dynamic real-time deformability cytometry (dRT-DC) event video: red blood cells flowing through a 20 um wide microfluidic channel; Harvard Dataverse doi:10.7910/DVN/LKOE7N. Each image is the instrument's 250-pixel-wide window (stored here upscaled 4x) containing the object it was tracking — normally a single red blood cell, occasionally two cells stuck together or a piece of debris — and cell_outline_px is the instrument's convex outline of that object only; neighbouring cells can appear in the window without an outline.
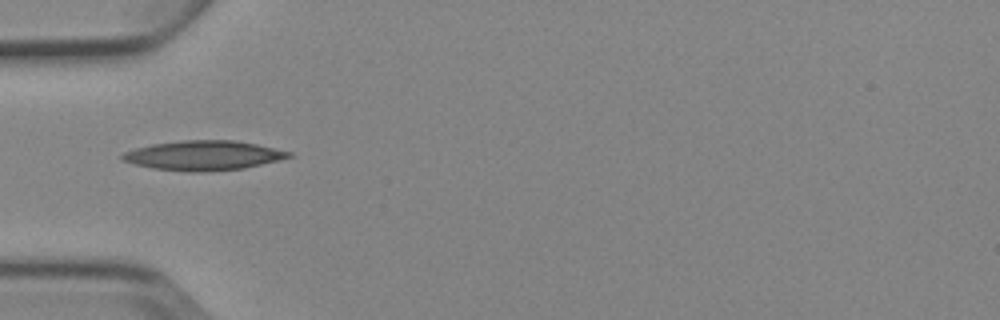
{"species": "Egyptian fruit bat (a non-hibernating species)", "species_latin": "Rousettus aegyptiacus", "temperature_condition": "cold", "stored_images_in_passage": 5, "camera_frame_rate_fps": 3000, "um_per_image_px": 0.085, "animal": {"sex": "female"}, "frame": {"image": 1, "passage_image": 2, "time_ms": 2.333, "image_size_px": [1000, 320], "cell_outline_px": [[292, 156], [244, 168], [200, 172], [188, 172], [152, 168], [120, 160], [120, 156], [124, 152], [136, 148], [152, 144], [184, 140], [236, 140], [256, 144], [292, 152]], "centroid_in_image_um": [17.25, 13.21], "position_along_channel_um": 67.7, "area_um2": 28.5}}
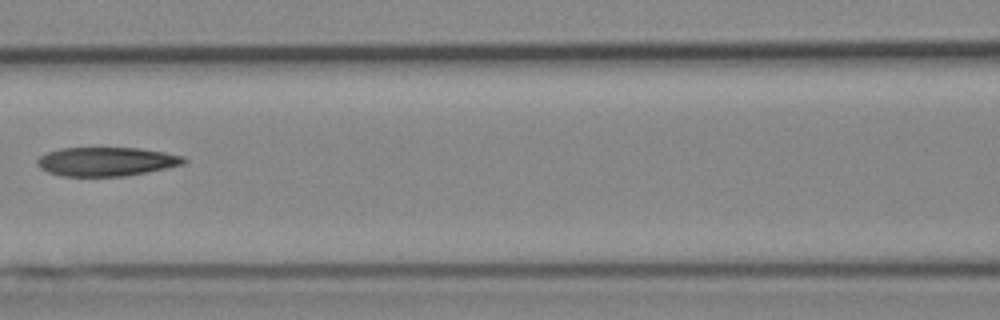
{"frame": {"image": 2, "passage_image": 4, "time_ms": 4.667, "image_size_px": [1000, 320], "cell_outline_px": [[188, 160], [184, 164], [148, 172], [124, 176], [60, 176], [48, 172], [40, 168], [36, 164], [36, 160], [40, 156], [48, 152], [60, 148], [140, 148], [164, 152], [184, 156]], "centroid_in_image_um": [9.05, 13.73], "position_along_channel_um": 157.6, "area_um2": 24.8}}
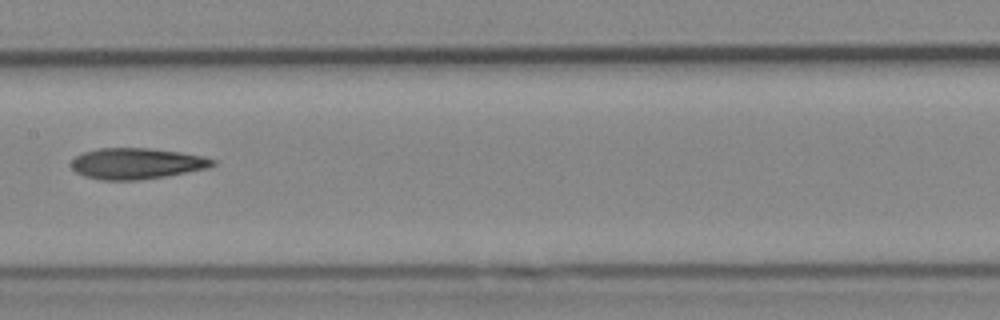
{"frame": {"image": 3, "passage_image": 5, "time_ms": 5.667, "image_size_px": [1000, 320], "cell_outline_px": [[216, 164], [208, 168], [168, 176], [140, 180], [100, 180], [84, 176], [76, 172], [72, 168], [72, 160], [76, 156], [84, 152], [100, 148], [148, 148], [180, 152], [204, 156], [216, 160]], "centroid_in_image_um": [11.64, 13.91], "position_along_channel_um": 195.8, "area_um2": 25.66}}